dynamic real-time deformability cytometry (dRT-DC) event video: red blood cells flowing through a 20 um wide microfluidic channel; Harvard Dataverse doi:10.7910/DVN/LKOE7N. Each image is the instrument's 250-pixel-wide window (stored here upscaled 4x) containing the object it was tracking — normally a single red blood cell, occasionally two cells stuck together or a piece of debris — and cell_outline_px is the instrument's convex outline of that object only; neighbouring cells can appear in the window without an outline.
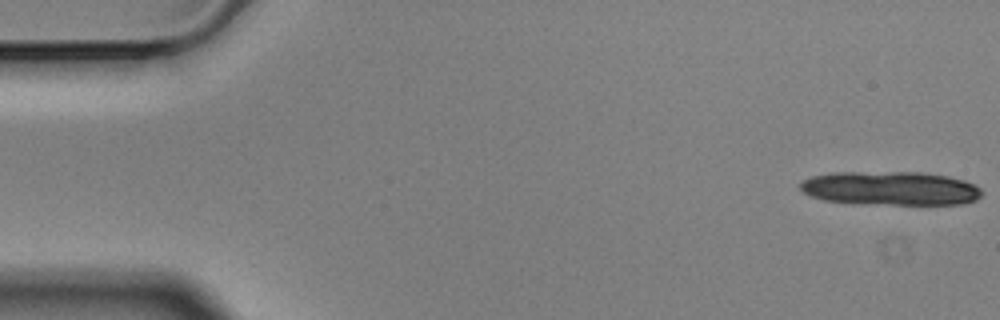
{"species": "Egyptian fruit bat (a non-hibernating species)", "species_latin": "Rousettus aegyptiacus", "temperature_condition": "cold", "stored_images_in_passage": 10, "camera_frame_rate_fps": 3000, "um_per_image_px": 0.085, "animal": {"sex": "male"}, "frame": {"image": 1, "passage_image": 1, "time_ms": 0.0, "image_size_px": [1000, 320], "cell_outline_px": [[984, 192], [976, 200], [964, 204], [852, 204], [824, 200], [808, 196], [800, 188], [800, 180], [812, 176], [832, 172], [924, 172], [948, 176], [964, 180], [976, 184]], "centroid_in_image_um": [75.68, 16.01], "position_along_channel_um": 9.3, "area_um2": 36.47}}
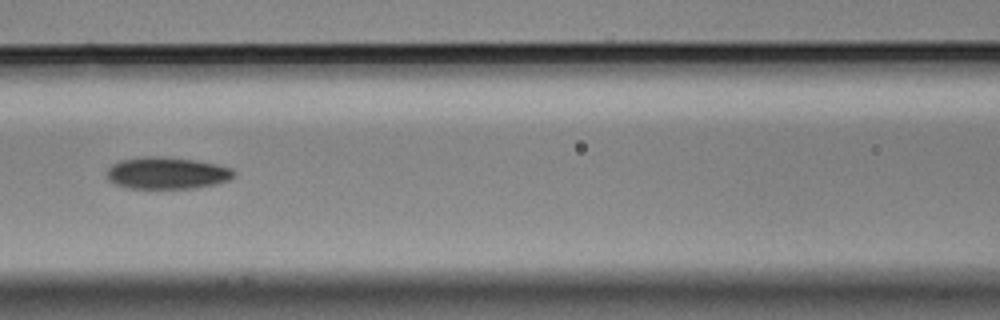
{"frame": {"image": 2, "passage_image": 7, "time_ms": 2.0, "image_size_px": [1000, 320], "cell_outline_px": [[236, 172], [228, 180], [216, 184], [196, 188], [128, 188], [116, 184], [108, 176], [108, 168], [112, 164], [120, 160], [140, 156], [164, 156], [196, 160], [216, 164], [232, 168]], "centroid_in_image_um": [14.21, 14.69], "position_along_channel_um": 152.4, "area_um2": 23.64}}
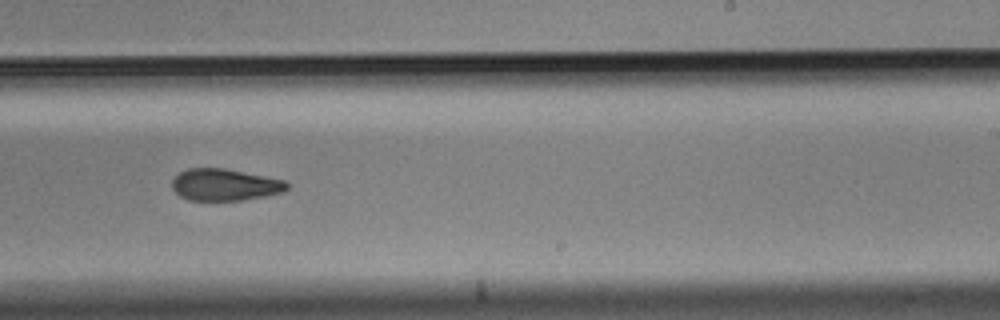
{"frame": {"image": 3, "passage_image": 10, "time_ms": 3.0, "image_size_px": [1000, 320], "cell_outline_px": [[288, 188], [284, 192], [264, 196], [240, 200], [188, 200], [180, 196], [172, 188], [172, 180], [180, 172], [188, 168], [224, 168], [284, 180], [288, 184]], "centroid_in_image_um": [19.09, 15.7], "position_along_channel_um": 269.9, "area_um2": 21.15}}